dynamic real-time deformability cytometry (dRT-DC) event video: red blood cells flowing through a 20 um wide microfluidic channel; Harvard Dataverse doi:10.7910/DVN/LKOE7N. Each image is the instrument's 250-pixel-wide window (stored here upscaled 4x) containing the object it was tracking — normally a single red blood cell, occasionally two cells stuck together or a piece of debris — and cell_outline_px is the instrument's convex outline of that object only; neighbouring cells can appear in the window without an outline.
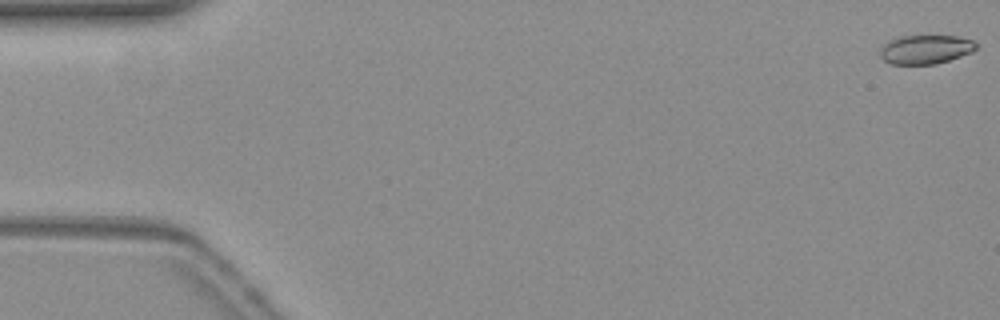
{"species": "common noctule bat (a hibernating species)", "species_latin": "Nyctalus noctula", "temperature_condition": "warm", "stored_images_in_passage": 54, "camera_frame_rate_fps": 3000, "um_per_image_px": 0.085, "animal": {"sex": "female", "body_mass_g": 19.3, "forearm_length_mm": 54.1}, "frame": {"image": 1, "passage_image": 1, "time_ms": 0.0, "image_size_px": [1000, 320], "cell_outline_px": [[980, 48], [972, 52], [936, 64], [892, 64], [884, 60], [880, 56], [880, 48], [888, 40], [900, 36], [956, 36], [972, 40]], "centroid_in_image_um": [78.67, 4.19], "position_along_channel_um": 6.3, "area_um2": 16.24}}
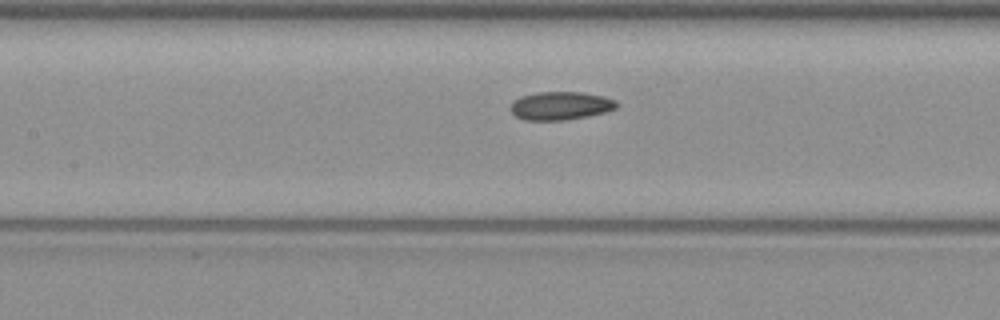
{"frame": {"image": 2, "passage_image": 25, "time_ms": 8.0, "image_size_px": [1000, 320], "cell_outline_px": [[616, 108], [604, 112], [564, 120], [524, 120], [516, 116], [512, 112], [512, 104], [520, 96], [536, 92], [584, 92], [604, 96], [616, 100]], "centroid_in_image_um": [47.65, 8.97], "position_along_channel_um": 159.8, "area_um2": 17.22}}
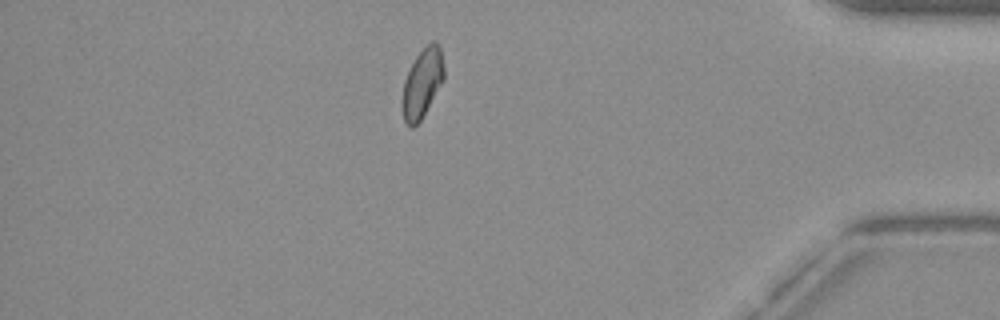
{"frame": {"image": 3, "passage_image": 47, "time_ms": 15.333, "image_size_px": [1000, 320], "cell_outline_px": [[444, 80], [420, 120], [412, 128], [404, 120], [404, 80], [416, 56], [432, 40], [436, 40], [440, 48], [444, 68]], "centroid_in_image_um": [35.94, 7.01], "position_along_channel_um": 399.3, "area_um2": 16.13}, "authors_computed_cell_mechanics": {"area_um2": 17.1955, "velocity_mm_per_s": 3.8306, "shape_relaxation_time_tau1_ms": null, "shape_relaxation_time_tau2_ms": 3.3604, "deformation_change_tau1": null, "deformation_change_tau2": 0.071}}